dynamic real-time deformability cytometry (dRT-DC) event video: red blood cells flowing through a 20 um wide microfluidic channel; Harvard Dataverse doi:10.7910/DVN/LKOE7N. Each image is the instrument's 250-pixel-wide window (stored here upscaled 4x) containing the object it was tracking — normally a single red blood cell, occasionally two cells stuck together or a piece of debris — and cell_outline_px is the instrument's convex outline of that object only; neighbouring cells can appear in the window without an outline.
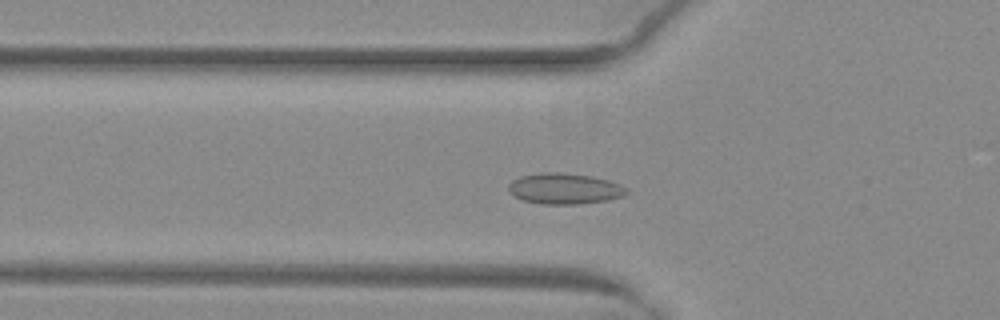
{"species": "common noctule bat (a hibernating species)", "species_latin": "Nyctalus noctula", "temperature_condition": "warm", "stored_images_in_passage": 41, "camera_frame_rate_fps": 3000, "um_per_image_px": 0.085, "animal": {"sex": "female", "body_mass_g": 29.2, "forearm_length_mm": 56.3}, "frame": {"image": 1, "passage_image": 8, "time_ms": 2.333, "image_size_px": [1000, 320], "cell_outline_px": [[628, 192], [624, 196], [608, 200], [576, 204], [540, 204], [524, 200], [508, 192], [508, 184], [512, 180], [520, 176], [544, 172], [560, 172], [592, 176], [608, 180], [620, 184]], "centroid_in_image_um": [47.97, 16.03], "position_along_channel_um": 77.8, "area_um2": 21.21}}
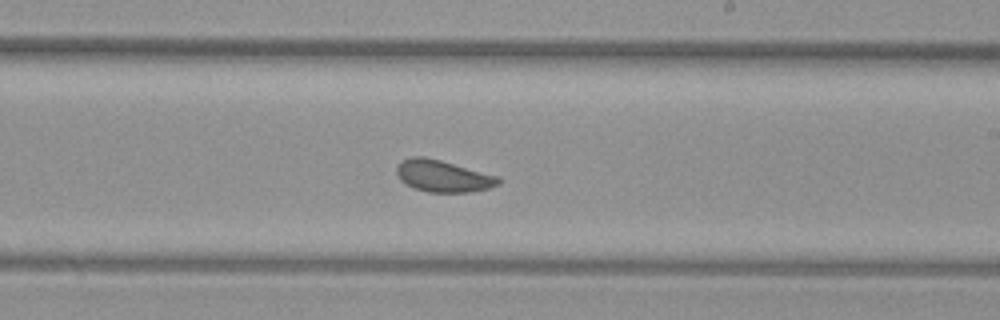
{"frame": {"image": 2, "passage_image": 21, "time_ms": 6.667, "image_size_px": [1000, 320], "cell_outline_px": [[500, 184], [488, 188], [468, 192], [428, 192], [412, 188], [400, 180], [396, 172], [396, 168], [400, 160], [412, 156], [424, 156], [440, 160], [500, 176]], "centroid_in_image_um": [37.63, 14.96], "position_along_channel_um": 251.4, "area_um2": 19.02}}
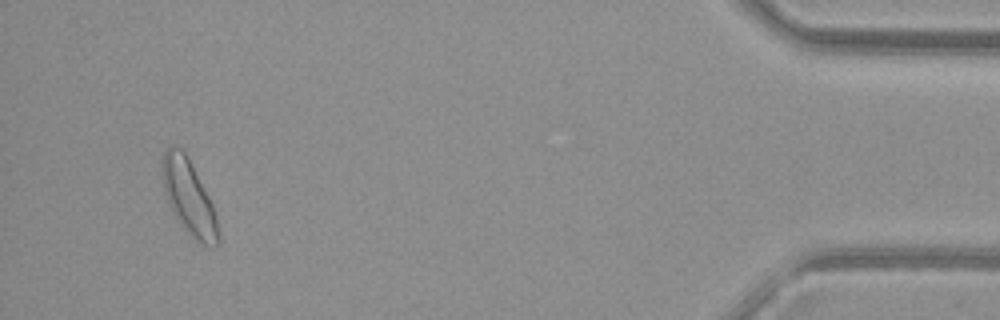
{"frame": {"image": 3, "passage_image": 39, "time_ms": 12.667, "image_size_px": [1000, 320], "cell_outline_px": [[220, 244], [204, 244], [188, 236], [180, 224], [168, 204], [164, 192], [160, 168], [160, 160], [164, 148], [180, 148], [184, 152], [208, 196], [212, 204], [216, 216], [220, 240]], "centroid_in_image_um": [16.0, 16.78], "position_along_channel_um": 419.2, "area_um2": 24.22}, "authors_computed_cell_mechanics": {"area_um2": 19.3052, "velocity_mm_per_s": 4.0021, "shape_relaxation_time_tau1_ms": 4.0661, "shape_relaxation_time_tau2_ms": 0.5446, "deformation_change_tau1": 0.0756, "deformation_change_tau2": 0.0589}}